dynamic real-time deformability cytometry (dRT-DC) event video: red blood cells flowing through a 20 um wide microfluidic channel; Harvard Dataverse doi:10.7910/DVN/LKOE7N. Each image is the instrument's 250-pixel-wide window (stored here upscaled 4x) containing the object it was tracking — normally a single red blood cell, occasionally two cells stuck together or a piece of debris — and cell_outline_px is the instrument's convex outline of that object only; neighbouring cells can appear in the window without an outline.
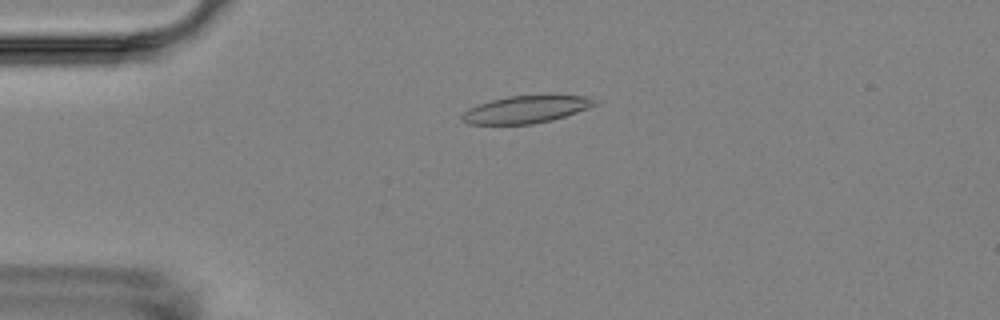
{"species": "Egyptian fruit bat (a non-hibernating species)", "species_latin": "Rousettus aegyptiacus", "temperature_condition": "room temperature", "stored_images_in_passage": 5, "camera_frame_rate_fps": 3000, "um_per_image_px": 0.085, "animal": {"sex": "female"}, "frame": {"image": 1, "passage_image": 4, "time_ms": 3.667, "image_size_px": [1000, 320], "cell_outline_px": [[600, 104], [552, 120], [532, 124], [468, 124], [460, 120], [460, 116], [468, 108], [492, 100], [508, 96], [588, 96], [600, 100]], "centroid_in_image_um": [44.72, 9.31], "position_along_channel_um": 40.3, "area_um2": 21.04}}